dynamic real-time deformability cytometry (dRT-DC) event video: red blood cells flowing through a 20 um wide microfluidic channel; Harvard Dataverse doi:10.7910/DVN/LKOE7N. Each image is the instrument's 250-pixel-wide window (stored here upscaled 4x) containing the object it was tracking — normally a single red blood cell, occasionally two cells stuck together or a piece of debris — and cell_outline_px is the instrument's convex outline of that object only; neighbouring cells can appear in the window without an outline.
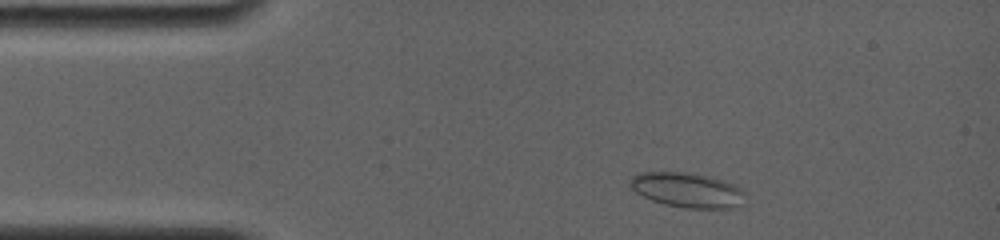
{"species": "common noctule bat (a hibernating species)", "species_latin": "Nyctalus noctula", "temperature_condition": "room temperature", "stored_images_in_passage": 18, "camera_frame_rate_fps": 4000, "um_per_image_px": 0.085, "animal": {"sex": "female", "body_mass_g": 19.0, "forearm_length_mm": 56.7}, "frame": {"image": 1, "passage_image": 2, "time_ms": 1.0, "image_size_px": [1000, 240], "cell_outline_px": [[748, 196], [744, 204], [732, 208], [688, 208], [664, 204], [652, 200], [636, 192], [628, 184], [632, 176], [636, 172], [684, 172], [708, 176], [724, 180], [740, 188]], "centroid_in_image_um": [58.45, 16.15], "position_along_channel_um": 26.6, "area_um2": 23.52}}
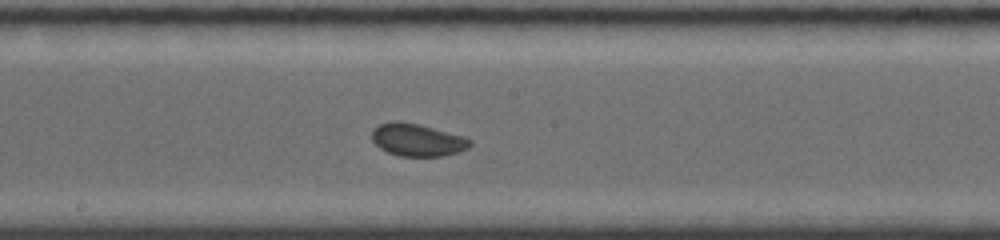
{"frame": {"image": 2, "passage_image": 10, "time_ms": 7.25, "image_size_px": [1000, 240], "cell_outline_px": [[472, 144], [468, 148], [444, 156], [400, 156], [388, 152], [380, 148], [372, 140], [372, 128], [380, 124], [392, 120], [400, 120], [464, 136], [472, 140]], "centroid_in_image_um": [35.45, 11.88], "position_along_channel_um": 212.7, "area_um2": 18.55}}
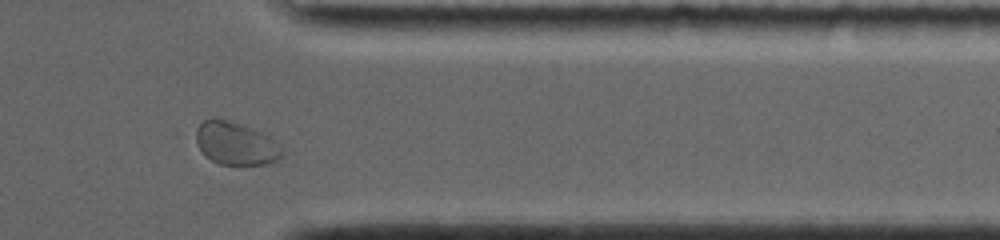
{"frame": {"image": 3, "passage_image": 16, "time_ms": 12.0, "image_size_px": [1000, 240], "cell_outline_px": [[284, 152], [280, 160], [268, 164], [220, 164], [212, 160], [200, 148], [196, 140], [196, 128], [204, 120], [224, 120], [252, 128], [264, 132], [280, 144], [284, 148]], "centroid_in_image_um": [20.13, 12.22], "position_along_channel_um": 391.3, "area_um2": 21.27}, "authors_computed_cell_mechanics": {"area_um2": 19.074, "velocity_mm_per_s": 3.7629, "shape_relaxation_time_tau1_ms": 8.0966, "shape_relaxation_time_tau2_ms": 1.4674, "deformation_change_tau1": 0.0704, "deformation_change_tau2": 0.04}}